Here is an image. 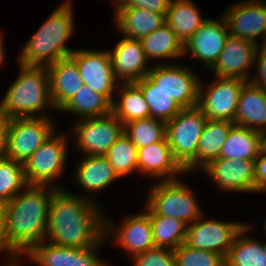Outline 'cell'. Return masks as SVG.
<instances>
[{
  "label": "cell",
  "instance_id": "obj_5",
  "mask_svg": "<svg viewBox=\"0 0 266 266\" xmlns=\"http://www.w3.org/2000/svg\"><path fill=\"white\" fill-rule=\"evenodd\" d=\"M207 117L198 106L183 108L166 122V140L175 160L189 175L196 170L198 141Z\"/></svg>",
  "mask_w": 266,
  "mask_h": 266
},
{
  "label": "cell",
  "instance_id": "obj_19",
  "mask_svg": "<svg viewBox=\"0 0 266 266\" xmlns=\"http://www.w3.org/2000/svg\"><path fill=\"white\" fill-rule=\"evenodd\" d=\"M113 73L119 84L136 83L148 75L153 64L145 56L142 43L122 37L109 49Z\"/></svg>",
  "mask_w": 266,
  "mask_h": 266
},
{
  "label": "cell",
  "instance_id": "obj_23",
  "mask_svg": "<svg viewBox=\"0 0 266 266\" xmlns=\"http://www.w3.org/2000/svg\"><path fill=\"white\" fill-rule=\"evenodd\" d=\"M115 30L121 37L140 40L165 23L166 14L142 8H114Z\"/></svg>",
  "mask_w": 266,
  "mask_h": 266
},
{
  "label": "cell",
  "instance_id": "obj_6",
  "mask_svg": "<svg viewBox=\"0 0 266 266\" xmlns=\"http://www.w3.org/2000/svg\"><path fill=\"white\" fill-rule=\"evenodd\" d=\"M182 179L159 181L148 190L146 204L157 214L178 219L187 225L201 217L202 207L193 189Z\"/></svg>",
  "mask_w": 266,
  "mask_h": 266
},
{
  "label": "cell",
  "instance_id": "obj_33",
  "mask_svg": "<svg viewBox=\"0 0 266 266\" xmlns=\"http://www.w3.org/2000/svg\"><path fill=\"white\" fill-rule=\"evenodd\" d=\"M144 211L149 215L154 247L174 250L186 240L188 225L181 220L157 215L146 203Z\"/></svg>",
  "mask_w": 266,
  "mask_h": 266
},
{
  "label": "cell",
  "instance_id": "obj_3",
  "mask_svg": "<svg viewBox=\"0 0 266 266\" xmlns=\"http://www.w3.org/2000/svg\"><path fill=\"white\" fill-rule=\"evenodd\" d=\"M72 0H64L37 28L19 52L18 64L48 67L69 57L75 48L66 44L76 31Z\"/></svg>",
  "mask_w": 266,
  "mask_h": 266
},
{
  "label": "cell",
  "instance_id": "obj_49",
  "mask_svg": "<svg viewBox=\"0 0 266 266\" xmlns=\"http://www.w3.org/2000/svg\"><path fill=\"white\" fill-rule=\"evenodd\" d=\"M108 1V0H107ZM110 1V0H109ZM113 4L117 3L119 0H111Z\"/></svg>",
  "mask_w": 266,
  "mask_h": 266
},
{
  "label": "cell",
  "instance_id": "obj_45",
  "mask_svg": "<svg viewBox=\"0 0 266 266\" xmlns=\"http://www.w3.org/2000/svg\"><path fill=\"white\" fill-rule=\"evenodd\" d=\"M3 37H4L3 34L0 32V68L5 63L4 60L6 61V56H7Z\"/></svg>",
  "mask_w": 266,
  "mask_h": 266
},
{
  "label": "cell",
  "instance_id": "obj_24",
  "mask_svg": "<svg viewBox=\"0 0 266 266\" xmlns=\"http://www.w3.org/2000/svg\"><path fill=\"white\" fill-rule=\"evenodd\" d=\"M50 80L51 100L58 111L84 85L76 63L64 58L47 67Z\"/></svg>",
  "mask_w": 266,
  "mask_h": 266
},
{
  "label": "cell",
  "instance_id": "obj_20",
  "mask_svg": "<svg viewBox=\"0 0 266 266\" xmlns=\"http://www.w3.org/2000/svg\"><path fill=\"white\" fill-rule=\"evenodd\" d=\"M259 45L229 36L220 56L209 69L215 77L250 79L249 69L254 66Z\"/></svg>",
  "mask_w": 266,
  "mask_h": 266
},
{
  "label": "cell",
  "instance_id": "obj_48",
  "mask_svg": "<svg viewBox=\"0 0 266 266\" xmlns=\"http://www.w3.org/2000/svg\"><path fill=\"white\" fill-rule=\"evenodd\" d=\"M263 225H264V226H263V229H264L263 231H265V236H266V218H265V221H264ZM265 238H266V237H265Z\"/></svg>",
  "mask_w": 266,
  "mask_h": 266
},
{
  "label": "cell",
  "instance_id": "obj_40",
  "mask_svg": "<svg viewBox=\"0 0 266 266\" xmlns=\"http://www.w3.org/2000/svg\"><path fill=\"white\" fill-rule=\"evenodd\" d=\"M172 0H119L114 8H142L155 13L166 14Z\"/></svg>",
  "mask_w": 266,
  "mask_h": 266
},
{
  "label": "cell",
  "instance_id": "obj_36",
  "mask_svg": "<svg viewBox=\"0 0 266 266\" xmlns=\"http://www.w3.org/2000/svg\"><path fill=\"white\" fill-rule=\"evenodd\" d=\"M124 134L141 148L166 139V122L148 117L124 124Z\"/></svg>",
  "mask_w": 266,
  "mask_h": 266
},
{
  "label": "cell",
  "instance_id": "obj_7",
  "mask_svg": "<svg viewBox=\"0 0 266 266\" xmlns=\"http://www.w3.org/2000/svg\"><path fill=\"white\" fill-rule=\"evenodd\" d=\"M65 133L54 132L24 163L25 179L28 185L65 188L58 184V178L65 172L68 162V141L71 135Z\"/></svg>",
  "mask_w": 266,
  "mask_h": 266
},
{
  "label": "cell",
  "instance_id": "obj_34",
  "mask_svg": "<svg viewBox=\"0 0 266 266\" xmlns=\"http://www.w3.org/2000/svg\"><path fill=\"white\" fill-rule=\"evenodd\" d=\"M135 84L141 89L144 95L150 110V117L167 122L182 110L148 75Z\"/></svg>",
  "mask_w": 266,
  "mask_h": 266
},
{
  "label": "cell",
  "instance_id": "obj_50",
  "mask_svg": "<svg viewBox=\"0 0 266 266\" xmlns=\"http://www.w3.org/2000/svg\"><path fill=\"white\" fill-rule=\"evenodd\" d=\"M0 266H19V265H5V264H3V265H0Z\"/></svg>",
  "mask_w": 266,
  "mask_h": 266
},
{
  "label": "cell",
  "instance_id": "obj_37",
  "mask_svg": "<svg viewBox=\"0 0 266 266\" xmlns=\"http://www.w3.org/2000/svg\"><path fill=\"white\" fill-rule=\"evenodd\" d=\"M104 156L119 178L138 173L137 147L124 133Z\"/></svg>",
  "mask_w": 266,
  "mask_h": 266
},
{
  "label": "cell",
  "instance_id": "obj_13",
  "mask_svg": "<svg viewBox=\"0 0 266 266\" xmlns=\"http://www.w3.org/2000/svg\"><path fill=\"white\" fill-rule=\"evenodd\" d=\"M69 57L76 63L83 83L113 103L119 83L114 77L110 51L76 48Z\"/></svg>",
  "mask_w": 266,
  "mask_h": 266
},
{
  "label": "cell",
  "instance_id": "obj_39",
  "mask_svg": "<svg viewBox=\"0 0 266 266\" xmlns=\"http://www.w3.org/2000/svg\"><path fill=\"white\" fill-rule=\"evenodd\" d=\"M131 266H175L174 251L154 247L131 258Z\"/></svg>",
  "mask_w": 266,
  "mask_h": 266
},
{
  "label": "cell",
  "instance_id": "obj_31",
  "mask_svg": "<svg viewBox=\"0 0 266 266\" xmlns=\"http://www.w3.org/2000/svg\"><path fill=\"white\" fill-rule=\"evenodd\" d=\"M112 113L123 123L150 117V110L141 89L135 83L119 84Z\"/></svg>",
  "mask_w": 266,
  "mask_h": 266
},
{
  "label": "cell",
  "instance_id": "obj_41",
  "mask_svg": "<svg viewBox=\"0 0 266 266\" xmlns=\"http://www.w3.org/2000/svg\"><path fill=\"white\" fill-rule=\"evenodd\" d=\"M8 256L5 265H20L21 256L10 246L5 227L4 205L0 204V253Z\"/></svg>",
  "mask_w": 266,
  "mask_h": 266
},
{
  "label": "cell",
  "instance_id": "obj_44",
  "mask_svg": "<svg viewBox=\"0 0 266 266\" xmlns=\"http://www.w3.org/2000/svg\"><path fill=\"white\" fill-rule=\"evenodd\" d=\"M9 120L10 118H7L6 115L2 112L0 105V157L5 156Z\"/></svg>",
  "mask_w": 266,
  "mask_h": 266
},
{
  "label": "cell",
  "instance_id": "obj_30",
  "mask_svg": "<svg viewBox=\"0 0 266 266\" xmlns=\"http://www.w3.org/2000/svg\"><path fill=\"white\" fill-rule=\"evenodd\" d=\"M261 152L262 133L235 124L222 146L220 158L250 160L256 159Z\"/></svg>",
  "mask_w": 266,
  "mask_h": 266
},
{
  "label": "cell",
  "instance_id": "obj_14",
  "mask_svg": "<svg viewBox=\"0 0 266 266\" xmlns=\"http://www.w3.org/2000/svg\"><path fill=\"white\" fill-rule=\"evenodd\" d=\"M120 224L114 225L110 218L105 217L104 238L109 243H115L126 251L128 258L154 248L152 226L149 215L142 213L123 217Z\"/></svg>",
  "mask_w": 266,
  "mask_h": 266
},
{
  "label": "cell",
  "instance_id": "obj_28",
  "mask_svg": "<svg viewBox=\"0 0 266 266\" xmlns=\"http://www.w3.org/2000/svg\"><path fill=\"white\" fill-rule=\"evenodd\" d=\"M193 0H172L165 23L184 45L207 19Z\"/></svg>",
  "mask_w": 266,
  "mask_h": 266
},
{
  "label": "cell",
  "instance_id": "obj_47",
  "mask_svg": "<svg viewBox=\"0 0 266 266\" xmlns=\"http://www.w3.org/2000/svg\"><path fill=\"white\" fill-rule=\"evenodd\" d=\"M259 45H261V46H263V47H266V36H265L264 41H263L261 44L259 43Z\"/></svg>",
  "mask_w": 266,
  "mask_h": 266
},
{
  "label": "cell",
  "instance_id": "obj_15",
  "mask_svg": "<svg viewBox=\"0 0 266 266\" xmlns=\"http://www.w3.org/2000/svg\"><path fill=\"white\" fill-rule=\"evenodd\" d=\"M220 192L255 193V159L217 158L200 170Z\"/></svg>",
  "mask_w": 266,
  "mask_h": 266
},
{
  "label": "cell",
  "instance_id": "obj_25",
  "mask_svg": "<svg viewBox=\"0 0 266 266\" xmlns=\"http://www.w3.org/2000/svg\"><path fill=\"white\" fill-rule=\"evenodd\" d=\"M235 124L263 133L266 130V90L247 81L240 93Z\"/></svg>",
  "mask_w": 266,
  "mask_h": 266
},
{
  "label": "cell",
  "instance_id": "obj_21",
  "mask_svg": "<svg viewBox=\"0 0 266 266\" xmlns=\"http://www.w3.org/2000/svg\"><path fill=\"white\" fill-rule=\"evenodd\" d=\"M137 156L138 173L149 179L172 181L179 179L178 174L183 176L186 174L185 170L175 160L166 139L137 148Z\"/></svg>",
  "mask_w": 266,
  "mask_h": 266
},
{
  "label": "cell",
  "instance_id": "obj_16",
  "mask_svg": "<svg viewBox=\"0 0 266 266\" xmlns=\"http://www.w3.org/2000/svg\"><path fill=\"white\" fill-rule=\"evenodd\" d=\"M105 238L96 246L86 248L61 247L45 240L34 245L24 256L35 266H112L98 256ZM32 261V262H31Z\"/></svg>",
  "mask_w": 266,
  "mask_h": 266
},
{
  "label": "cell",
  "instance_id": "obj_35",
  "mask_svg": "<svg viewBox=\"0 0 266 266\" xmlns=\"http://www.w3.org/2000/svg\"><path fill=\"white\" fill-rule=\"evenodd\" d=\"M27 186L24 164L0 157V204L5 206Z\"/></svg>",
  "mask_w": 266,
  "mask_h": 266
},
{
  "label": "cell",
  "instance_id": "obj_1",
  "mask_svg": "<svg viewBox=\"0 0 266 266\" xmlns=\"http://www.w3.org/2000/svg\"><path fill=\"white\" fill-rule=\"evenodd\" d=\"M99 204L80 192L57 188L49 204L45 241L73 248L98 245L105 233V214Z\"/></svg>",
  "mask_w": 266,
  "mask_h": 266
},
{
  "label": "cell",
  "instance_id": "obj_26",
  "mask_svg": "<svg viewBox=\"0 0 266 266\" xmlns=\"http://www.w3.org/2000/svg\"><path fill=\"white\" fill-rule=\"evenodd\" d=\"M140 41L147 60L149 62L157 60L155 65L170 64V62L167 63L168 60H177L184 56L182 42L166 23L142 37Z\"/></svg>",
  "mask_w": 266,
  "mask_h": 266
},
{
  "label": "cell",
  "instance_id": "obj_9",
  "mask_svg": "<svg viewBox=\"0 0 266 266\" xmlns=\"http://www.w3.org/2000/svg\"><path fill=\"white\" fill-rule=\"evenodd\" d=\"M54 124L48 116L10 118L5 157L24 164L58 129Z\"/></svg>",
  "mask_w": 266,
  "mask_h": 266
},
{
  "label": "cell",
  "instance_id": "obj_29",
  "mask_svg": "<svg viewBox=\"0 0 266 266\" xmlns=\"http://www.w3.org/2000/svg\"><path fill=\"white\" fill-rule=\"evenodd\" d=\"M234 125V122L207 119L198 141L196 170L200 171L208 163L220 157L222 146Z\"/></svg>",
  "mask_w": 266,
  "mask_h": 266
},
{
  "label": "cell",
  "instance_id": "obj_43",
  "mask_svg": "<svg viewBox=\"0 0 266 266\" xmlns=\"http://www.w3.org/2000/svg\"><path fill=\"white\" fill-rule=\"evenodd\" d=\"M266 193V153L263 151L255 159V193Z\"/></svg>",
  "mask_w": 266,
  "mask_h": 266
},
{
  "label": "cell",
  "instance_id": "obj_10",
  "mask_svg": "<svg viewBox=\"0 0 266 266\" xmlns=\"http://www.w3.org/2000/svg\"><path fill=\"white\" fill-rule=\"evenodd\" d=\"M213 80L207 85L200 80L197 106L208 119L235 123L240 93L247 81L215 76Z\"/></svg>",
  "mask_w": 266,
  "mask_h": 266
},
{
  "label": "cell",
  "instance_id": "obj_11",
  "mask_svg": "<svg viewBox=\"0 0 266 266\" xmlns=\"http://www.w3.org/2000/svg\"><path fill=\"white\" fill-rule=\"evenodd\" d=\"M187 65H152L148 76L182 109L198 105L200 75Z\"/></svg>",
  "mask_w": 266,
  "mask_h": 266
},
{
  "label": "cell",
  "instance_id": "obj_2",
  "mask_svg": "<svg viewBox=\"0 0 266 266\" xmlns=\"http://www.w3.org/2000/svg\"><path fill=\"white\" fill-rule=\"evenodd\" d=\"M56 189L28 185L4 206L7 238L21 257L45 240L49 204Z\"/></svg>",
  "mask_w": 266,
  "mask_h": 266
},
{
  "label": "cell",
  "instance_id": "obj_12",
  "mask_svg": "<svg viewBox=\"0 0 266 266\" xmlns=\"http://www.w3.org/2000/svg\"><path fill=\"white\" fill-rule=\"evenodd\" d=\"M204 218L203 214L188 225L185 243L200 250L217 252L226 258L236 235L246 222Z\"/></svg>",
  "mask_w": 266,
  "mask_h": 266
},
{
  "label": "cell",
  "instance_id": "obj_38",
  "mask_svg": "<svg viewBox=\"0 0 266 266\" xmlns=\"http://www.w3.org/2000/svg\"><path fill=\"white\" fill-rule=\"evenodd\" d=\"M173 251L175 266H226L225 257L221 254L193 248L185 242Z\"/></svg>",
  "mask_w": 266,
  "mask_h": 266
},
{
  "label": "cell",
  "instance_id": "obj_42",
  "mask_svg": "<svg viewBox=\"0 0 266 266\" xmlns=\"http://www.w3.org/2000/svg\"><path fill=\"white\" fill-rule=\"evenodd\" d=\"M255 73L249 79L253 85L266 90V47L258 46L255 56Z\"/></svg>",
  "mask_w": 266,
  "mask_h": 266
},
{
  "label": "cell",
  "instance_id": "obj_8",
  "mask_svg": "<svg viewBox=\"0 0 266 266\" xmlns=\"http://www.w3.org/2000/svg\"><path fill=\"white\" fill-rule=\"evenodd\" d=\"M74 121L68 132L74 147L86 156L105 155L124 133V124L113 113Z\"/></svg>",
  "mask_w": 266,
  "mask_h": 266
},
{
  "label": "cell",
  "instance_id": "obj_46",
  "mask_svg": "<svg viewBox=\"0 0 266 266\" xmlns=\"http://www.w3.org/2000/svg\"><path fill=\"white\" fill-rule=\"evenodd\" d=\"M262 151L266 153V130L262 133Z\"/></svg>",
  "mask_w": 266,
  "mask_h": 266
},
{
  "label": "cell",
  "instance_id": "obj_17",
  "mask_svg": "<svg viewBox=\"0 0 266 266\" xmlns=\"http://www.w3.org/2000/svg\"><path fill=\"white\" fill-rule=\"evenodd\" d=\"M229 36L228 25L222 14L217 20L207 18L183 45V55L201 62L205 71H208L217 61Z\"/></svg>",
  "mask_w": 266,
  "mask_h": 266
},
{
  "label": "cell",
  "instance_id": "obj_4",
  "mask_svg": "<svg viewBox=\"0 0 266 266\" xmlns=\"http://www.w3.org/2000/svg\"><path fill=\"white\" fill-rule=\"evenodd\" d=\"M18 66L16 80L0 101L2 112L7 118L50 117L47 111L57 110L51 100L47 67Z\"/></svg>",
  "mask_w": 266,
  "mask_h": 266
},
{
  "label": "cell",
  "instance_id": "obj_18",
  "mask_svg": "<svg viewBox=\"0 0 266 266\" xmlns=\"http://www.w3.org/2000/svg\"><path fill=\"white\" fill-rule=\"evenodd\" d=\"M229 34L232 37L258 44L257 38L263 42L266 36V4L265 0H240L230 4L223 10Z\"/></svg>",
  "mask_w": 266,
  "mask_h": 266
},
{
  "label": "cell",
  "instance_id": "obj_22",
  "mask_svg": "<svg viewBox=\"0 0 266 266\" xmlns=\"http://www.w3.org/2000/svg\"><path fill=\"white\" fill-rule=\"evenodd\" d=\"M75 167V175H72V177L75 178L74 180L78 184L79 190H82L80 196L94 202L97 201V203L96 193L104 191L120 179L104 155H82Z\"/></svg>",
  "mask_w": 266,
  "mask_h": 266
},
{
  "label": "cell",
  "instance_id": "obj_27",
  "mask_svg": "<svg viewBox=\"0 0 266 266\" xmlns=\"http://www.w3.org/2000/svg\"><path fill=\"white\" fill-rule=\"evenodd\" d=\"M249 231L251 227L246 223L236 235L225 258L226 266H266L265 242L249 235Z\"/></svg>",
  "mask_w": 266,
  "mask_h": 266
},
{
  "label": "cell",
  "instance_id": "obj_32",
  "mask_svg": "<svg viewBox=\"0 0 266 266\" xmlns=\"http://www.w3.org/2000/svg\"><path fill=\"white\" fill-rule=\"evenodd\" d=\"M58 112H68L80 119L101 117L112 113V102L101 93L92 91L85 84Z\"/></svg>",
  "mask_w": 266,
  "mask_h": 266
}]
</instances>
